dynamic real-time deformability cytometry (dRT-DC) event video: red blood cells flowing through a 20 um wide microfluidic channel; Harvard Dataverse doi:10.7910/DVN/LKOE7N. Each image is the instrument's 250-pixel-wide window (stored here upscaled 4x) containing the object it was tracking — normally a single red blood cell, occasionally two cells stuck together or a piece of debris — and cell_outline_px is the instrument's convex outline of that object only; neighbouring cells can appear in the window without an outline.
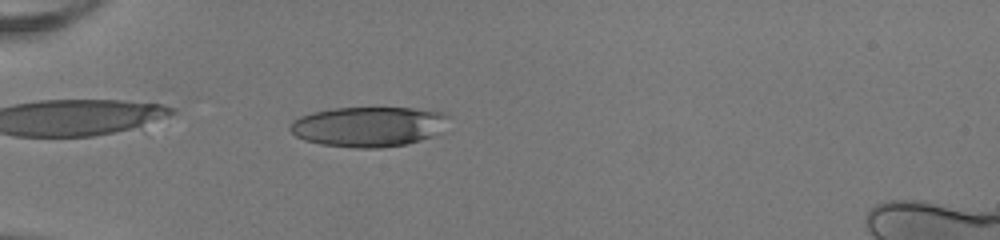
{"species": "human", "species_latin": "Homo sapiens", "temperature_condition": "room temperature", "stored_images_in_passage": 40, "camera_frame_rate_fps": 3000, "um_per_image_px": 0.085, "donor": {"sex": "female"}, "frame": {"image": 1, "passage_image": 17, "time_ms": 5.333, "image_size_px": [1000, 240], "cell_outline_px": [[448, 116], [440, 132], [432, 136], [408, 144], [380, 148], [352, 148], [320, 144], [304, 140], [296, 136], [288, 128], [292, 120], [300, 116], [312, 112], [332, 108], [412, 108], [444, 112]], "centroid_in_image_um": [31.28, 10.76], "position_along_channel_um": 53.7, "area_um2": 37.11}}
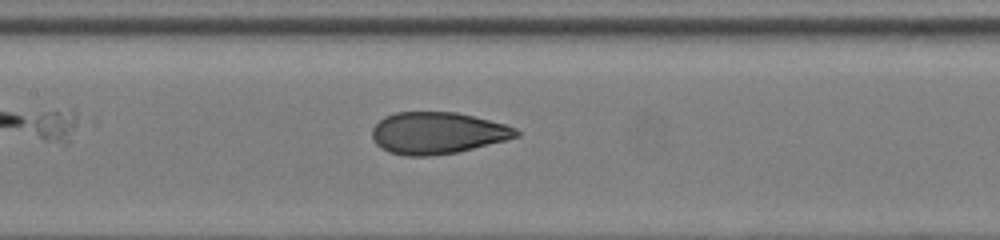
{"frame": {"image": 2, "passage_image": 27, "time_ms": 8.667, "image_size_px": [1000, 240], "cell_outline_px": [[520, 136], [456, 152], [432, 156], [404, 156], [388, 152], [380, 148], [372, 140], [372, 128], [384, 116], [396, 112], [456, 112], [504, 124], [516, 128], [520, 132]], "centroid_in_image_um": [37.13, 11.31], "position_along_channel_um": 170.3, "area_um2": 35.03}}
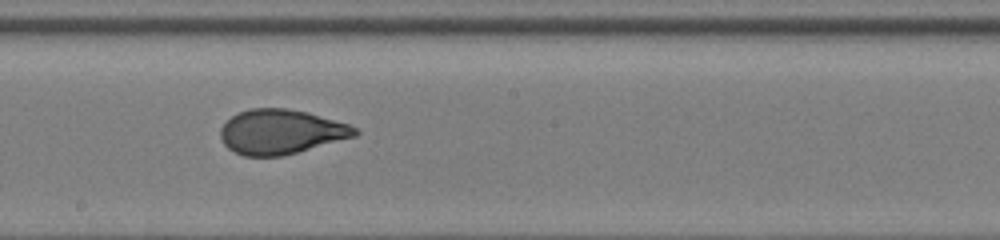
{"frame": {"image": 3, "passage_image": 31, "time_ms": 10.0, "image_size_px": [1000, 240], "cell_outline_px": [[360, 132], [356, 136], [296, 152], [280, 156], [244, 156], [228, 148], [224, 144], [220, 136], [220, 128], [232, 116], [248, 108], [284, 108], [308, 112], [348, 124], [356, 128]], "centroid_in_image_um": [23.87, 11.19], "position_along_channel_um": 224.3, "area_um2": 34.68}}